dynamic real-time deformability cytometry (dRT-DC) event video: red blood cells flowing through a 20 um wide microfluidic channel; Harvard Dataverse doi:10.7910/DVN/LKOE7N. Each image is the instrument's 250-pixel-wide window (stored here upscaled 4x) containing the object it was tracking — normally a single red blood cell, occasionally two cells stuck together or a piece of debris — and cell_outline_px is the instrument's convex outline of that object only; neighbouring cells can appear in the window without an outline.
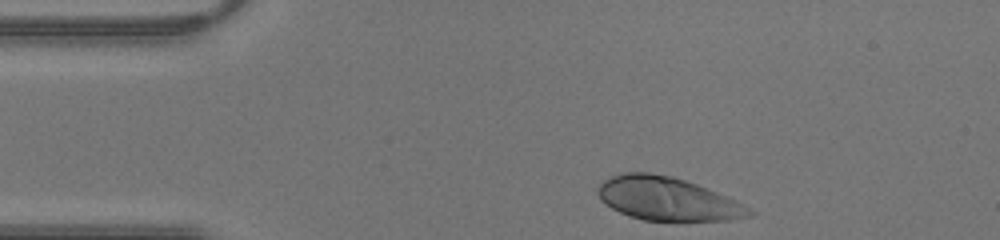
{"species": "human", "species_latin": "Homo sapiens", "temperature_condition": "warm", "stored_images_in_passage": 27, "camera_frame_rate_fps": 3000, "um_per_image_px": 0.085, "donor": {"sex": "male"}, "frame": {"image": 1, "passage_image": 1, "time_ms": 0.0, "image_size_px": [1000, 240], "cell_outline_px": [[756, 212], [752, 216], [728, 220], [644, 220], [628, 216], [604, 204], [600, 200], [596, 192], [596, 188], [604, 180], [612, 176], [624, 172], [648, 172], [672, 176], [696, 184], [728, 196], [736, 200]], "centroid_in_image_um": [56.71, 16.89], "position_along_channel_um": 28.3, "area_um2": 38.26}}
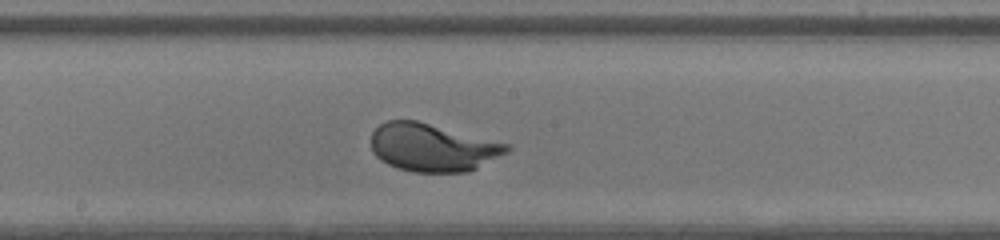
{"frame": {"image": 2, "passage_image": 16, "time_ms": 5.0, "image_size_px": [1000, 240], "cell_outline_px": [[512, 148], [508, 152], [468, 172], [412, 172], [396, 168], [380, 160], [372, 152], [372, 132], [380, 124], [388, 120], [416, 120], [508, 144]], "centroid_in_image_um": [36.74, 12.54], "position_along_channel_um": 211.5, "area_um2": 37.69}}
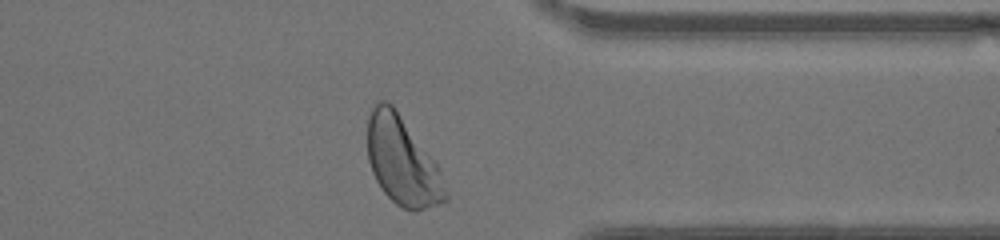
{"frame": {"image": 3, "passage_image": 27, "time_ms": 8.667, "image_size_px": [1000, 240], "cell_outline_px": [[448, 200], [416, 212], [412, 212], [396, 204], [384, 192], [376, 180], [372, 172], [368, 160], [368, 116], [376, 100], [388, 100], [392, 104], [436, 164], [448, 192]], "centroid_in_image_um": [34.18, 13.71], "position_along_channel_um": 377.2, "area_um2": 39.71}}